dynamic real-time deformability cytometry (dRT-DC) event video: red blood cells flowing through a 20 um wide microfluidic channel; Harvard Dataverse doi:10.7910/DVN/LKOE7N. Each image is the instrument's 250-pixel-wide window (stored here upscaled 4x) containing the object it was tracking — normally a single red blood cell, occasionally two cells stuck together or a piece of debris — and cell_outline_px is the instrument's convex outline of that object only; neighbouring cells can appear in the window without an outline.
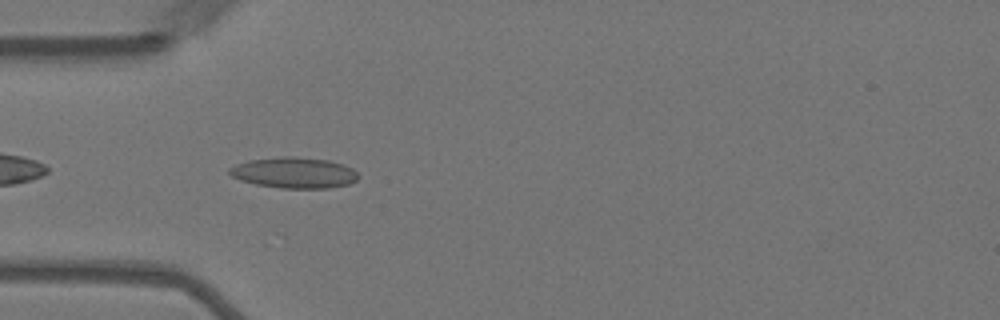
{"species": "Egyptian fruit bat (a non-hibernating species)", "species_latin": "Rousettus aegyptiacus", "temperature_condition": "warm", "stored_images_in_passage": 16, "camera_frame_rate_fps": 3000, "um_per_image_px": 0.085, "animal": {"sex": "female"}, "frame": {"image": 1, "passage_image": 3, "time_ms": 0.667, "image_size_px": [1000, 320], "cell_outline_px": [[360, 176], [356, 180], [348, 184], [328, 188], [280, 188], [256, 184], [240, 180], [232, 176], [228, 172], [228, 168], [236, 164], [248, 160], [284, 156], [296, 156], [328, 160], [344, 164], [352, 168]], "centroid_in_image_um": [25.0, 14.67], "position_along_channel_um": 60.0, "area_um2": 23.29}}
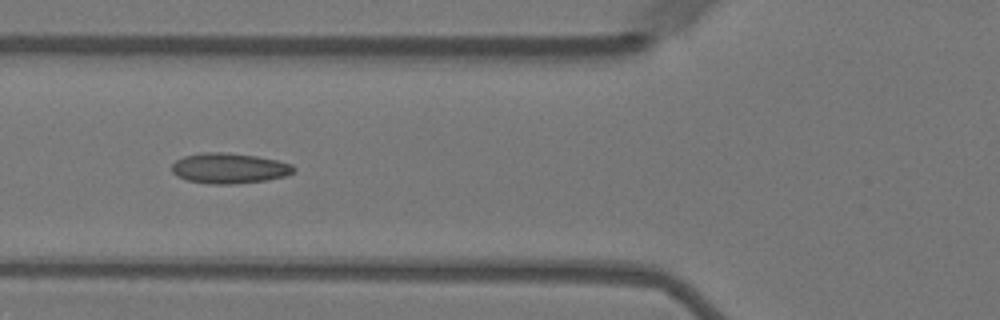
{"frame": {"image": 2, "passage_image": 7, "time_ms": 2.0, "image_size_px": [1000, 320], "cell_outline_px": [[296, 168], [292, 172], [284, 176], [268, 180], [232, 184], [212, 184], [188, 180], [176, 176], [172, 172], [172, 164], [176, 160], [184, 156], [204, 152], [224, 152], [256, 156], [276, 160], [292, 164]], "centroid_in_image_um": [19.47, 14.3], "position_along_channel_um": 106.3, "area_um2": 21.5}}
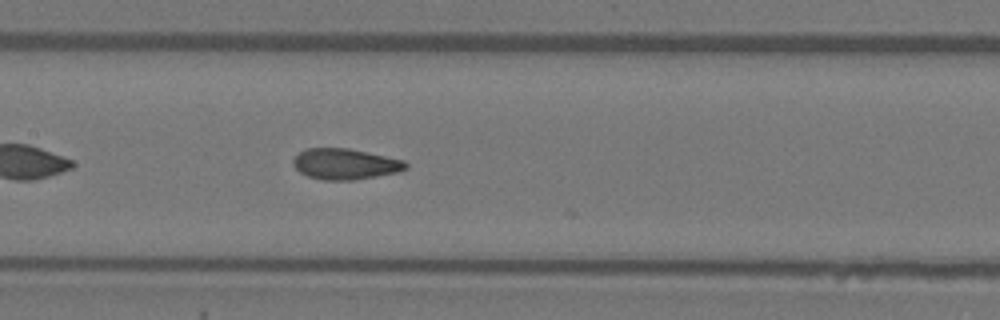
{"frame": {"image": 3, "passage_image": 13, "time_ms": 4.0, "image_size_px": [1000, 320], "cell_outline_px": [[408, 168], [400, 172], [356, 180], [324, 180], [308, 176], [300, 172], [292, 164], [292, 160], [300, 152], [308, 148], [348, 148], [404, 160], [408, 164]], "centroid_in_image_um": [29.37, 13.95], "position_along_channel_um": 178.0, "area_um2": 20.29}}